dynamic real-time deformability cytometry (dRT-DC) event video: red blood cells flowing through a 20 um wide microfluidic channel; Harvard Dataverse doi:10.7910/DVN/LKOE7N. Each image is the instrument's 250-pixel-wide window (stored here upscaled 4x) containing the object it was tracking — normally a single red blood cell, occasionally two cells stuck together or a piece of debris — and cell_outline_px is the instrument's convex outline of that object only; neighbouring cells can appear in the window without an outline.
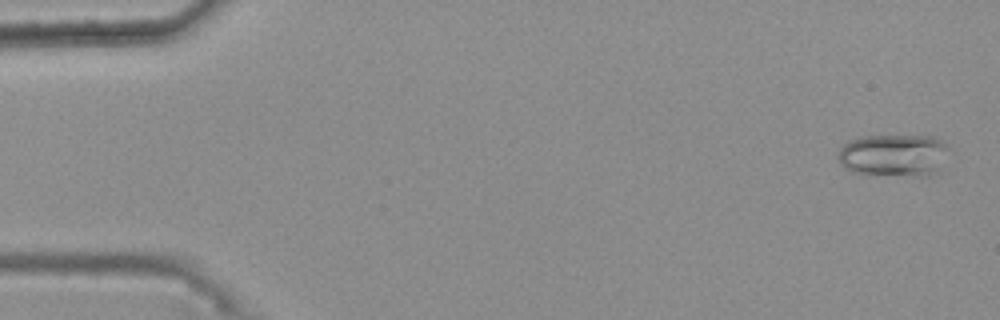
{"species": "common noctule bat (a hibernating species)", "species_latin": "Nyctalus noctula", "temperature_condition": "warm", "stored_images_in_passage": 48, "camera_frame_rate_fps": 3000, "um_per_image_px": 0.085, "animal": {"sex": "female", "body_mass_g": 25.1}, "frame": {"image": 1, "passage_image": 2, "time_ms": 0.333, "image_size_px": [1000, 320], "cell_outline_px": [[948, 148], [936, 168], [928, 176], [920, 176], [852, 172], [844, 168], [840, 164], [836, 156], [840, 148], [848, 140], [860, 136], [936, 136], [944, 140], [948, 144]], "centroid_in_image_um": [75.89, 13.16], "position_along_channel_um": 9.1, "area_um2": 27.11}}
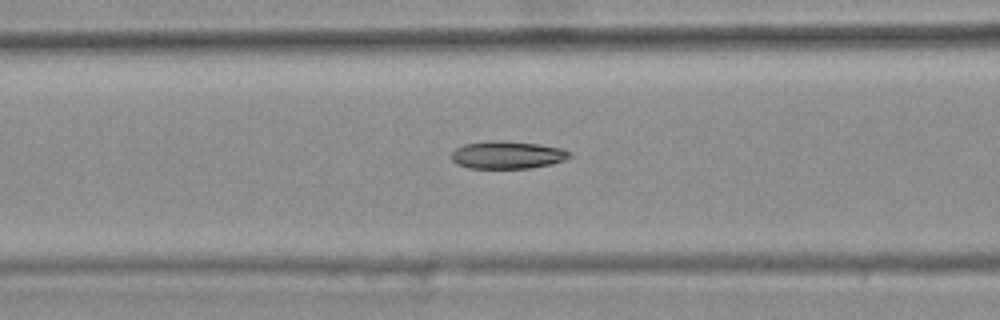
{"frame": {"image": 2, "passage_image": 22, "time_ms": 7.0, "image_size_px": [1000, 320], "cell_outline_px": [[572, 156], [568, 160], [552, 164], [528, 168], [468, 168], [456, 164], [452, 160], [452, 152], [456, 148], [464, 144], [492, 140], [536, 144], [564, 148], [572, 152]], "centroid_in_image_um": [43.17, 13.18], "position_along_channel_um": 123.4, "area_um2": 19.13}}
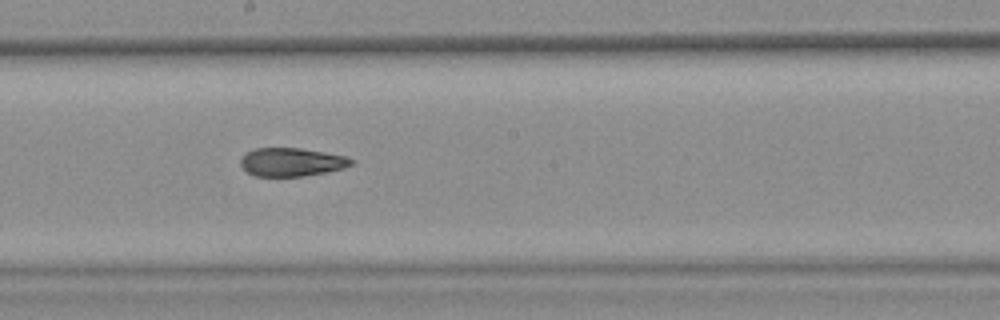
{"frame": {"image": 3, "passage_image": 30, "time_ms": 9.667, "image_size_px": [1000, 320], "cell_outline_px": [[356, 160], [352, 164], [344, 168], [304, 176], [252, 176], [240, 164], [240, 160], [244, 152], [256, 148], [300, 148], [348, 156]], "centroid_in_image_um": [24.78, 13.77], "position_along_channel_um": 223.4, "area_um2": 18.44}, "authors_computed_cell_mechanics": {"area_um2": 19.4497, "velocity_mm_per_s": 3.7587, "shape_relaxation_time_tau1_ms": 9.2838, "shape_relaxation_time_tau2_ms": 6.142, "deformation_change_tau1": 0.2111, "deformation_change_tau2": 0.1413}}